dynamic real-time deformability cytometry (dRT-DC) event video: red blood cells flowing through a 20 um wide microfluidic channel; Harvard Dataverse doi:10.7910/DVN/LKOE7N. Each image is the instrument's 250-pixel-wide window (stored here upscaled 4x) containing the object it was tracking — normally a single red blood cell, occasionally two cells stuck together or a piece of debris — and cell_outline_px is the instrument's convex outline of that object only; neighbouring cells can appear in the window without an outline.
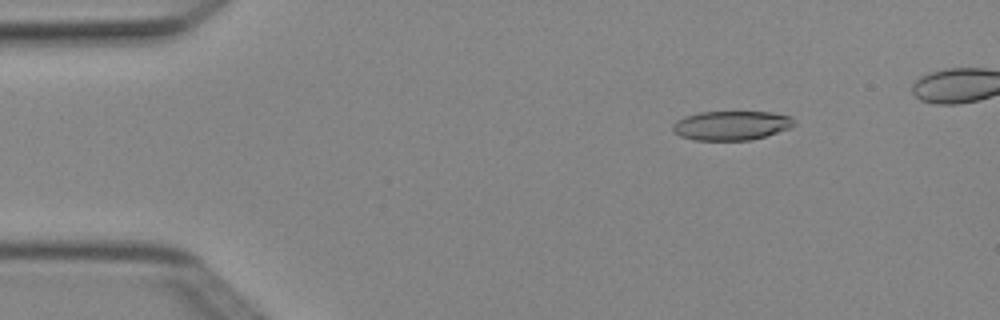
{"species": "Egyptian fruit bat (a non-hibernating species)", "species_latin": "Rousettus aegyptiacus", "temperature_condition": "cold", "stored_images_in_passage": 4, "camera_frame_rate_fps": 3000, "um_per_image_px": 0.085, "animal": {"sex": "female"}, "frame": {"image": 1, "passage_image": 1, "time_ms": 0.0, "image_size_px": [1000, 320], "cell_outline_px": [[796, 124], [788, 128], [752, 140], [696, 140], [680, 136], [672, 132], [672, 124], [676, 120], [684, 116], [700, 112], [772, 112], [792, 116]], "centroid_in_image_um": [62.13, 10.66], "position_along_channel_um": 22.9, "area_um2": 20.75}}